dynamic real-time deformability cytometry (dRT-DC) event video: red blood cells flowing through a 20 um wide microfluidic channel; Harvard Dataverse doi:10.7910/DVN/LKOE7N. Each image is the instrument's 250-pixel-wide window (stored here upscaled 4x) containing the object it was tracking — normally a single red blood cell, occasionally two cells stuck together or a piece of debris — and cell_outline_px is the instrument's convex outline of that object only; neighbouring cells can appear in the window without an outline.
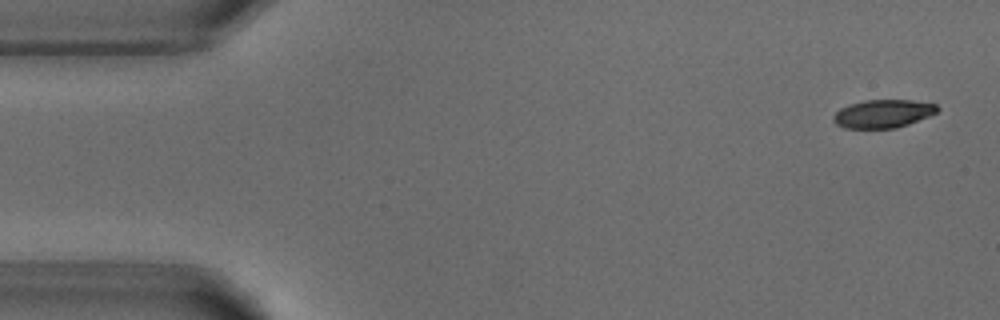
{"species": "common noctule bat (a hibernating species)", "species_latin": "Nyctalus noctula", "temperature_condition": "warm", "stored_images_in_passage": 3, "camera_frame_rate_fps": 3000, "um_per_image_px": 0.085, "animal": {"sex": "male", "body_mass_g": 18.8}, "frame": {"image": 1, "passage_image": 1, "time_ms": 0.0, "image_size_px": [1000, 320], "cell_outline_px": [[940, 108], [936, 112], [928, 116], [908, 124], [896, 128], [844, 128], [836, 124], [832, 120], [832, 116], [840, 108], [848, 104], [864, 100], [912, 100], [936, 104]], "centroid_in_image_um": [75.02, 9.66], "position_along_channel_um": 10.0, "area_um2": 17.11}}
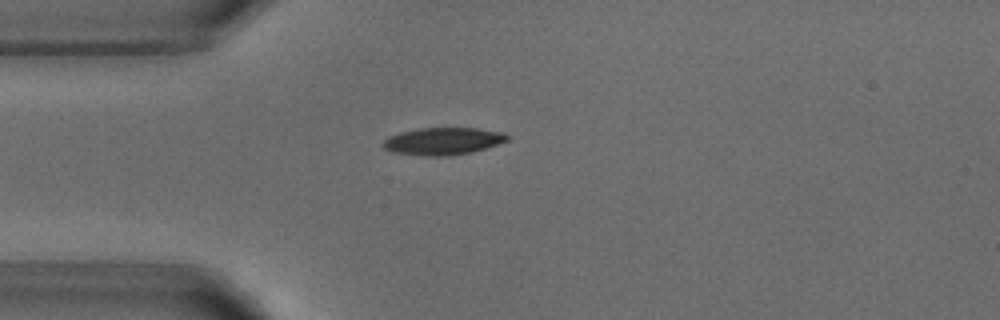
{"frame": {"image": 2, "passage_image": 3, "time_ms": 3.667, "image_size_px": [1000, 320], "cell_outline_px": [[508, 140], [472, 152], [448, 156], [424, 156], [392, 152], [384, 148], [384, 140], [400, 132], [420, 128], [476, 128], [504, 132], [508, 136]], "centroid_in_image_um": [37.66, 12.0], "position_along_channel_um": 47.3, "area_um2": 19.54}}